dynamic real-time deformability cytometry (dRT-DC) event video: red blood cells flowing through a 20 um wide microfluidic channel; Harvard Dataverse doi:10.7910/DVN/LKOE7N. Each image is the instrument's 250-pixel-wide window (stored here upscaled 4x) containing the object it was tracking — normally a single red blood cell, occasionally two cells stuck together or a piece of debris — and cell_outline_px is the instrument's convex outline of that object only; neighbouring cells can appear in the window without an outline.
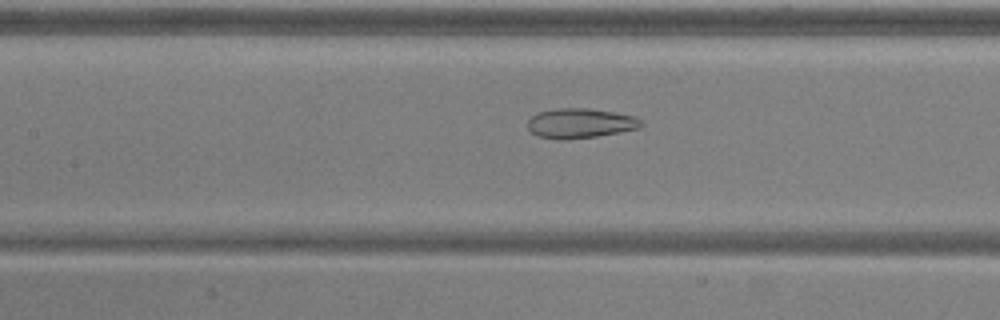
{"species": "common noctule bat (a hibernating species)", "species_latin": "Nyctalus noctula", "temperature_condition": "warm", "stored_images_in_passage": 52, "camera_frame_rate_fps": 3000, "um_per_image_px": 0.085, "animal": {"sex": "male", "body_mass_g": 20.5, "forearm_length_mm": 52.5}, "frame": {"image": 1, "passage_image": 23, "time_ms": 7.333, "image_size_px": [1000, 320], "cell_outline_px": [[644, 124], [640, 128], [596, 136], [564, 140], [560, 140], [536, 136], [528, 128], [528, 120], [536, 112], [556, 108], [588, 108], [636, 116], [644, 120]], "centroid_in_image_um": [49.32, 10.47], "position_along_channel_um": 158.1, "area_um2": 19.88}}
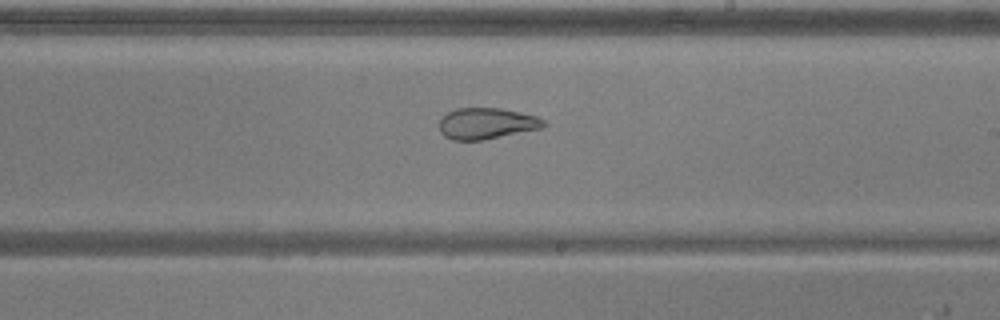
{"frame": {"image": 2, "passage_image": 30, "time_ms": 9.667, "image_size_px": [1000, 320], "cell_outline_px": [[548, 124], [540, 128], [480, 140], [452, 140], [444, 136], [440, 132], [440, 120], [448, 112], [456, 108], [500, 108], [520, 112], [536, 116], [544, 120]], "centroid_in_image_um": [41.34, 10.48], "position_along_channel_um": 247.7, "area_um2": 18.73}}
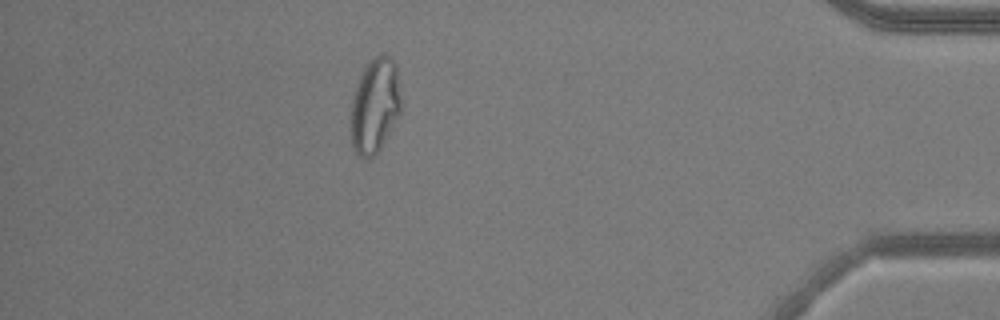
{"frame": {"image": 3, "passage_image": 46, "time_ms": 15.0, "image_size_px": [1000, 320], "cell_outline_px": [[400, 112], [392, 128], [380, 148], [368, 160], [360, 156], [356, 152], [352, 144], [352, 96], [360, 76], [368, 60], [372, 56], [380, 52], [384, 52], [396, 64], [400, 96]], "centroid_in_image_um": [31.87, 8.92], "position_along_channel_um": 403.3, "area_um2": 27.57}, "authors_computed_cell_mechanics": {"area_um2": 27.0793, "velocity_mm_per_s": 3.8515, "shape_relaxation_time_tau1_ms": null, "shape_relaxation_time_tau2_ms": 1.5153, "deformation_change_tau1": null, "deformation_change_tau2": 0.0888}}